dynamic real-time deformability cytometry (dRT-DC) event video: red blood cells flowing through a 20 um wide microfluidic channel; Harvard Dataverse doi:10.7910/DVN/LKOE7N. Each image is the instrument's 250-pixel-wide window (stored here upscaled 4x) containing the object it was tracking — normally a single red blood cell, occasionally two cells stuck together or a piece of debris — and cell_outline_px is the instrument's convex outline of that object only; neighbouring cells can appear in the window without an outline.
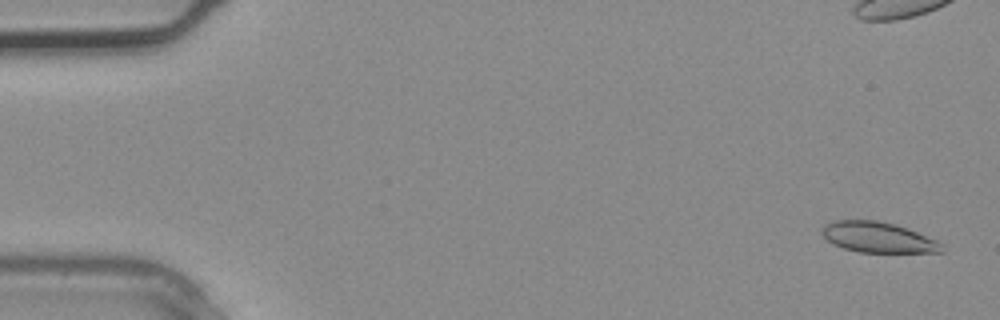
{"species": "common noctule bat (a hibernating species)", "species_latin": "Nyctalus noctula", "temperature_condition": "warm", "stored_images_in_passage": 3, "camera_frame_rate_fps": 3000, "um_per_image_px": 0.085, "animal": {"sex": "male", "body_mass_g": 20.4}, "frame": {"image": 1, "passage_image": 1, "time_ms": 0.0, "image_size_px": [1000, 320], "cell_outline_px": [[944, 252], [860, 252], [844, 248], [832, 244], [820, 232], [824, 224], [836, 220], [876, 220], [892, 224], [916, 232], [936, 240], [944, 244]], "centroid_in_image_um": [74.61, 20.18], "position_along_channel_um": 10.4, "area_um2": 21.1}}